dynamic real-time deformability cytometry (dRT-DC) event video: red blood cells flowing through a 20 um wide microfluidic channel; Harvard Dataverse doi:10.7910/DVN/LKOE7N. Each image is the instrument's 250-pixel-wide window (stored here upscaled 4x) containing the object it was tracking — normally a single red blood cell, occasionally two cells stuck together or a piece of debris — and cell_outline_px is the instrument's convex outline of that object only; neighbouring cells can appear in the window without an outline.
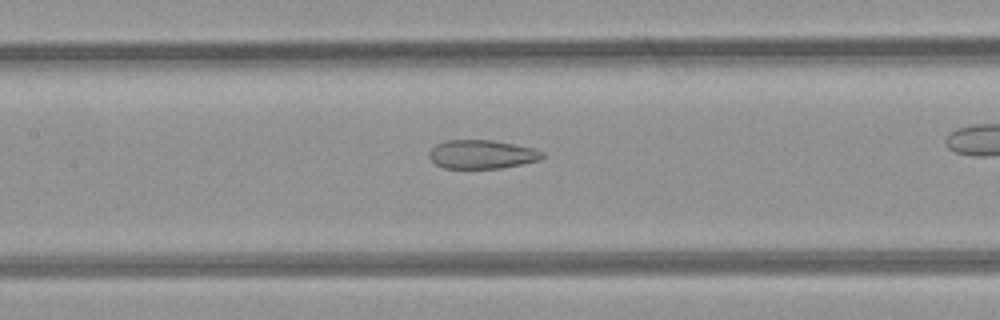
{"species": "common noctule bat (a hibernating species)", "species_latin": "Nyctalus noctula", "temperature_condition": "room temperature", "stored_images_in_passage": 34, "segment_of_instrument_passage": [1, 2], "camera_frame_rate_fps": 3000, "um_per_image_px": 0.085, "animal": {"sex": "female", "body_mass_g": 21.9}, "frame": {"image": 1, "passage_image": 19, "time_ms": 6.0, "image_size_px": [1000, 320], "cell_outline_px": [[544, 156], [540, 160], [500, 168], [444, 168], [436, 164], [428, 156], [428, 152], [436, 144], [444, 140], [492, 140], [536, 148], [544, 152]], "centroid_in_image_um": [40.96, 13.11], "position_along_channel_um": 166.4, "area_um2": 19.02}}
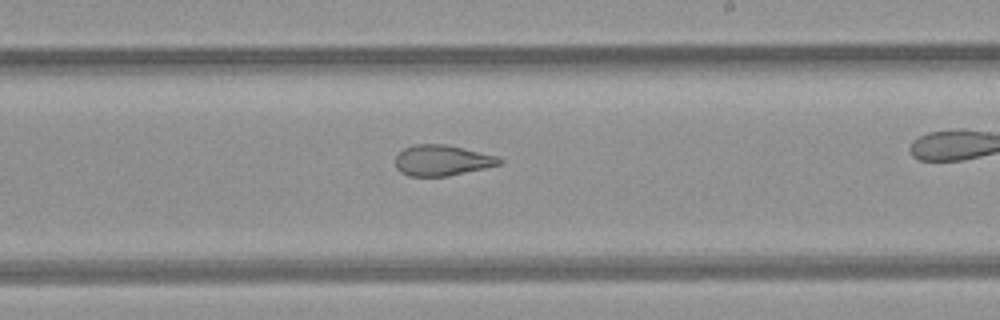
{"frame": {"image": 2, "passage_image": 25, "time_ms": 8.0, "image_size_px": [1000, 320], "cell_outline_px": [[504, 160], [500, 164], [484, 168], [448, 176], [408, 176], [400, 172], [396, 168], [396, 156], [404, 148], [416, 144], [444, 144], [500, 156]], "centroid_in_image_um": [37.59, 13.63], "position_along_channel_um": 251.4, "area_um2": 18.61}}
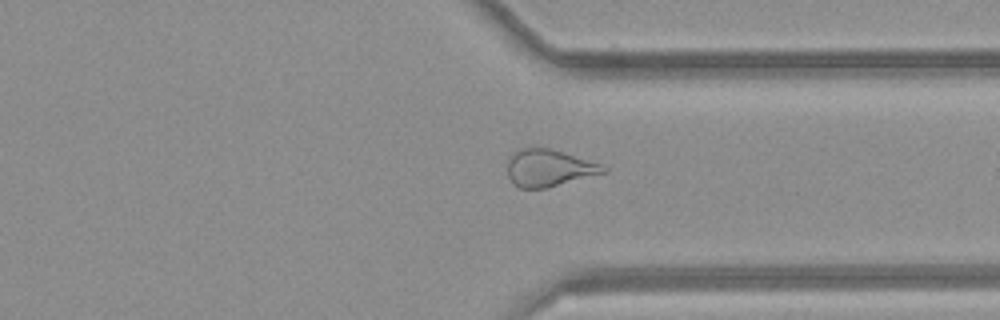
{"frame": {"image": 3, "passage_image": 33, "time_ms": 10.667, "image_size_px": [1000, 320], "cell_outline_px": [[608, 172], [548, 188], [520, 188], [512, 184], [508, 176], [508, 156], [516, 148], [552, 148], [600, 164], [608, 168]], "centroid_in_image_um": [46.63, 14.28], "position_along_channel_um": 364.8, "area_um2": 21.04}}